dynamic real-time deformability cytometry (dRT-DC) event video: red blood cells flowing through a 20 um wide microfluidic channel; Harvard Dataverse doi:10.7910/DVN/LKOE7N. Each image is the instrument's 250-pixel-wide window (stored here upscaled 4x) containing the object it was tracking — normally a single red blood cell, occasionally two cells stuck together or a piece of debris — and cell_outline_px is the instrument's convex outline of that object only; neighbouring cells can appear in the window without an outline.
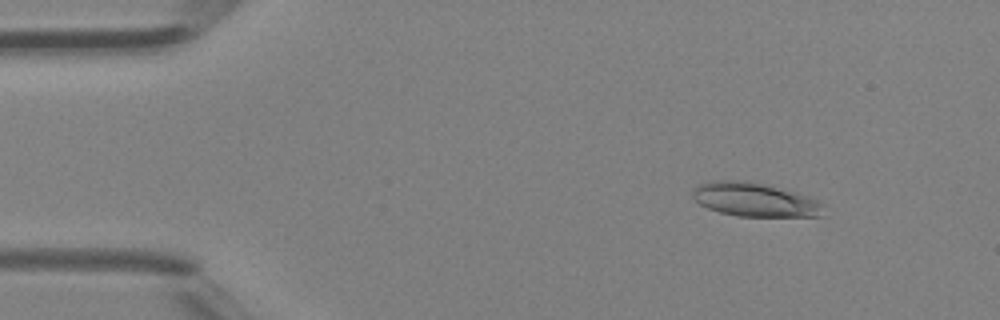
{"species": "Egyptian fruit bat (a non-hibernating species)", "species_latin": "Rousettus aegyptiacus", "temperature_condition": "room temperature", "stored_images_in_passage": 45, "camera_frame_rate_fps": 3000, "um_per_image_px": 0.085, "animal": {"sex": "female"}, "frame": {"image": 1, "passage_image": 5, "time_ms": 1.333, "image_size_px": [1000, 320], "cell_outline_px": [[820, 216], [736, 216], [720, 212], [708, 208], [700, 204], [692, 196], [692, 192], [696, 184], [712, 180], [732, 180], [760, 184], [796, 192], [808, 196], [816, 200], [820, 204]], "centroid_in_image_um": [64.05, 16.97], "position_along_channel_um": 20.9, "area_um2": 25.2}}
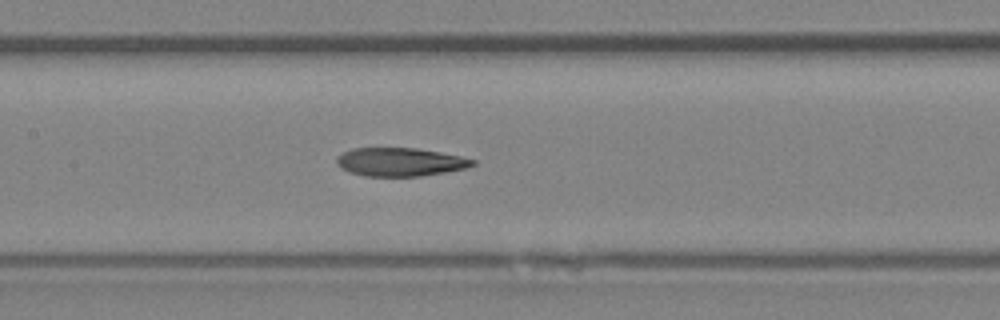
{"frame": {"image": 2, "passage_image": 21, "time_ms": 6.667, "image_size_px": [1000, 320], "cell_outline_px": [[476, 164], [464, 168], [444, 172], [420, 176], [364, 176], [348, 172], [340, 168], [336, 164], [336, 156], [352, 148], [416, 148], [440, 152], [460, 156], [476, 160]], "centroid_in_image_um": [33.96, 13.76], "position_along_channel_um": 173.4, "area_um2": 22.54}}
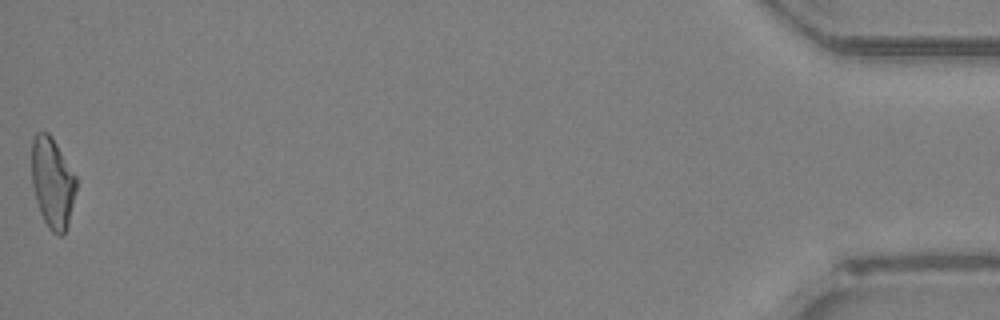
{"frame": {"image": 3, "passage_image": 45, "time_ms": 14.667, "image_size_px": [1000, 320], "cell_outline_px": [[76, 192], [68, 224], [64, 236], [60, 236], [52, 232], [48, 228], [40, 212], [36, 200], [32, 184], [32, 140], [36, 132], [48, 132], [52, 136], [76, 176]], "centroid_in_image_um": [4.46, 15.54], "position_along_channel_um": 430.7, "area_um2": 23.58}, "authors_computed_cell_mechanics": {"area_um2": 23.5824, "velocity_mm_per_s": 4.475, "shape_relaxation_time_tau1_ms": null, "shape_relaxation_time_tau2_ms": 5.3992, "deformation_change_tau1": null, "deformation_change_tau2": 0.1455}}